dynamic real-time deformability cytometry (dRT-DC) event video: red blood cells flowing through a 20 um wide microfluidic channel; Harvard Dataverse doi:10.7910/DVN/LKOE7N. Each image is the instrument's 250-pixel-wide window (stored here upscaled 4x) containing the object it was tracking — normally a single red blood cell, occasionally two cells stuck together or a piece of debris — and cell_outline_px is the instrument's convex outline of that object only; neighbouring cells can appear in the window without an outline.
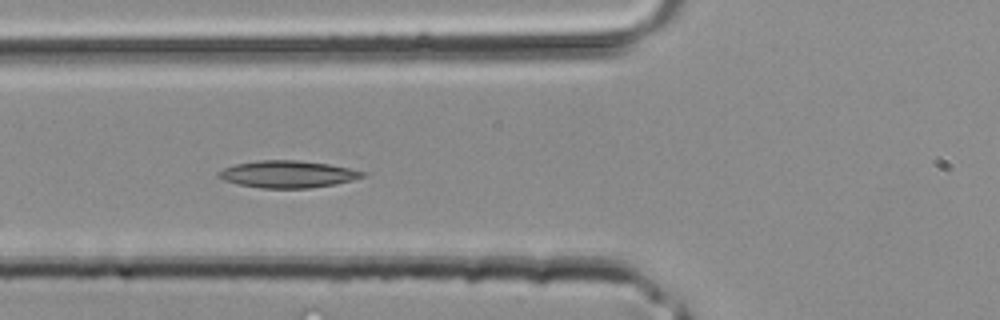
{"species": "common noctule bat (a hibernating species)", "species_latin": "Nyctalus noctula", "temperature_condition": "room temperature", "stored_images_in_passage": 29, "camera_frame_rate_fps": 3000, "um_per_image_px": 0.085, "animal": {"sex": "male", "body_mass_g": 20.4}, "frame": {"image": 1, "passage_image": 4, "time_ms": 1.0, "image_size_px": [1000, 320], "cell_outline_px": [[368, 172], [364, 176], [352, 180], [312, 188], [260, 188], [240, 184], [224, 180], [216, 176], [216, 172], [224, 168], [236, 164], [256, 160], [296, 160], [328, 164]], "centroid_in_image_um": [24.43, 14.8], "position_along_channel_um": 101.4, "area_um2": 22.6}}
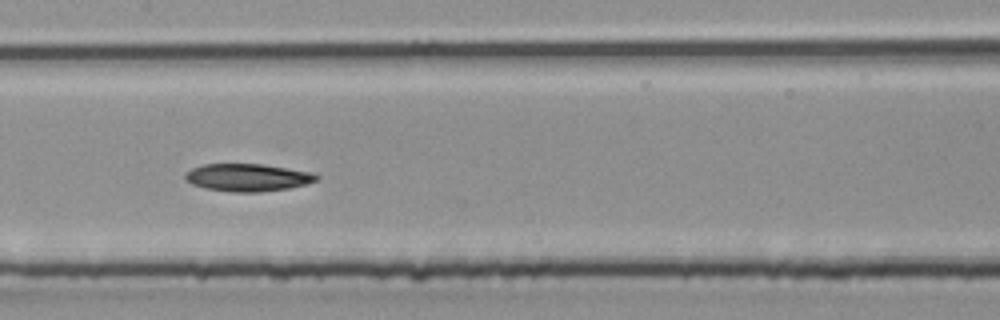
{"frame": {"image": 2, "passage_image": 9, "time_ms": 2.667, "image_size_px": [1000, 320], "cell_outline_px": [[320, 176], [316, 180], [304, 184], [288, 188], [260, 192], [236, 192], [204, 188], [192, 184], [184, 180], [184, 172], [192, 168], [204, 164], [264, 164], [312, 172]], "centroid_in_image_um": [21.01, 15.08], "position_along_channel_um": 186.4, "area_um2": 21.1}}
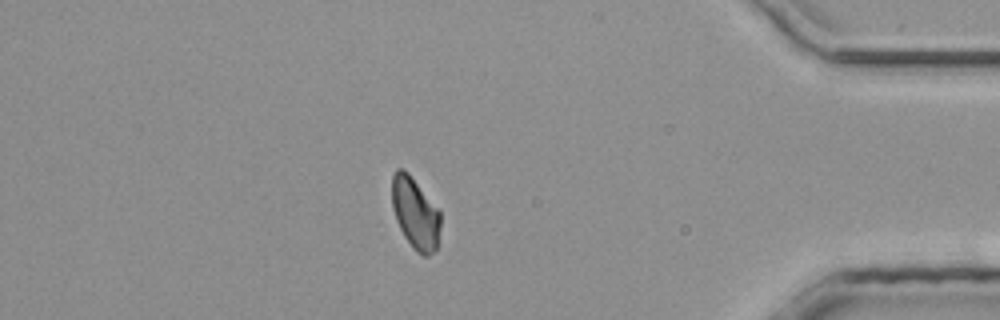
{"frame": {"image": 3, "passage_image": 24, "time_ms": 7.667, "image_size_px": [1000, 320], "cell_outline_px": [[440, 228], [436, 248], [428, 256], [424, 256], [416, 252], [412, 248], [404, 236], [396, 220], [392, 208], [392, 176], [396, 168], [404, 168], [408, 172], [440, 212]], "centroid_in_image_um": [35.27, 18.12], "position_along_channel_um": 399.9, "area_um2": 20.11}}